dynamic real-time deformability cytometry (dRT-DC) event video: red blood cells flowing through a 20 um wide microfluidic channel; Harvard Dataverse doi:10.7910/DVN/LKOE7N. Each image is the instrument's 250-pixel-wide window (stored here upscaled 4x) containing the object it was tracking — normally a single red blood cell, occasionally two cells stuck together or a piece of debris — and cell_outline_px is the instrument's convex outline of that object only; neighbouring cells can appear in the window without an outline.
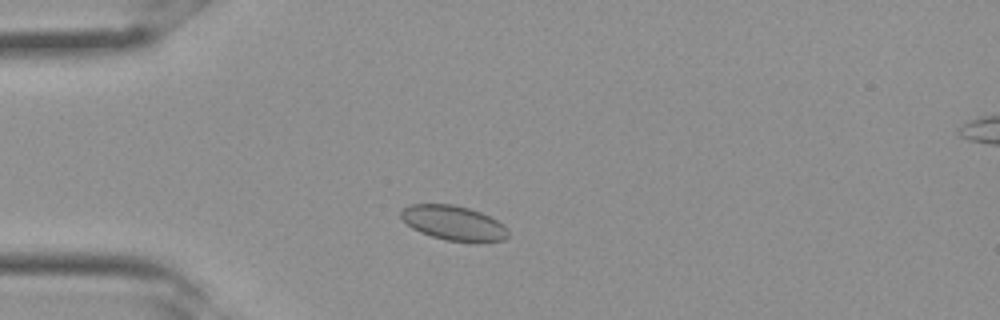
{"species": "Egyptian fruit bat (a non-hibernating species)", "species_latin": "Rousettus aegyptiacus", "temperature_condition": "room temperature", "stored_images_in_passage": 27, "camera_frame_rate_fps": 3000, "um_per_image_px": 0.085, "frame": {"image": 1, "passage_image": 3, "time_ms": 0.667, "image_size_px": [1000, 320], "cell_outline_px": [[508, 236], [504, 240], [480, 244], [448, 240], [432, 236], [420, 232], [412, 228], [400, 216], [400, 208], [408, 204], [452, 204], [468, 208], [480, 212], [504, 224], [508, 228]], "centroid_in_image_um": [38.58, 18.97], "position_along_channel_um": 46.4, "area_um2": 22.02}}
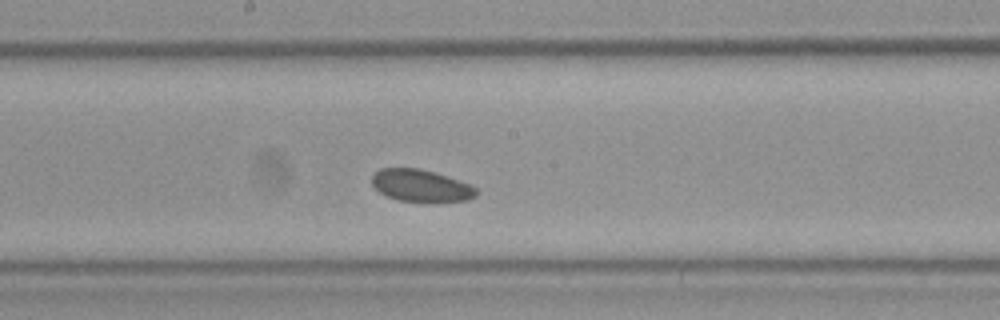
{"frame": {"image": 2, "passage_image": 12, "time_ms": 3.667, "image_size_px": [1000, 320], "cell_outline_px": [[476, 196], [468, 200], [400, 200], [388, 196], [380, 192], [372, 184], [372, 176], [380, 168], [420, 168], [436, 172], [472, 184], [476, 188]], "centroid_in_image_um": [35.79, 15.74], "position_along_channel_um": 212.4, "area_um2": 19.13}}
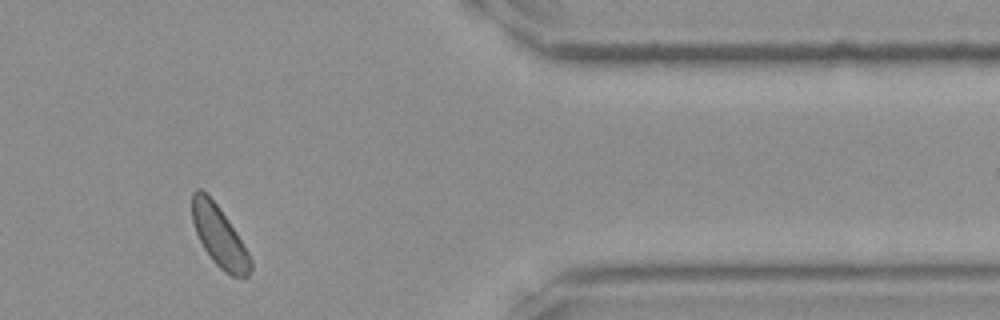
{"frame": {"image": 3, "passage_image": 22, "time_ms": 7.0, "image_size_px": [1000, 320], "cell_outline_px": [[252, 268], [248, 276], [244, 280], [232, 276], [224, 272], [212, 260], [204, 248], [196, 232], [192, 220], [192, 192], [196, 188], [200, 188], [216, 204], [228, 220], [236, 232], [248, 252], [252, 260]], "centroid_in_image_um": [18.66, 20.14], "position_along_channel_um": 392.7, "area_um2": 20.58}}